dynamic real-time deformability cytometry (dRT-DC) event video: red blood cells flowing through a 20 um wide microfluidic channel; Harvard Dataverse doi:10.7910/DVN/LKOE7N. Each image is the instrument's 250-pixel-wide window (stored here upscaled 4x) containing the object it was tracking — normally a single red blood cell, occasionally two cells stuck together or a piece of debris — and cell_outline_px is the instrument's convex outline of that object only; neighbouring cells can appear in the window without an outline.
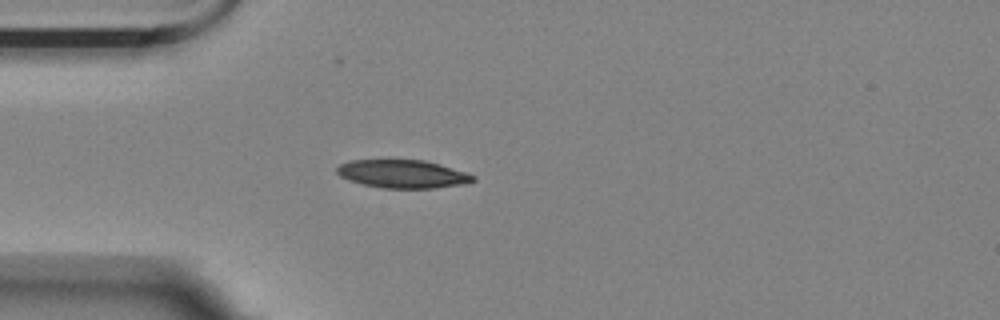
{"species": "Egyptian fruit bat (a non-hibernating species)", "species_latin": "Rousettus aegyptiacus", "temperature_condition": "room temperature", "stored_images_in_passage": 2, "camera_frame_rate_fps": 3000, "um_per_image_px": 0.085, "animal": {"sex": "female"}, "frame": {"image": 1, "passage_image": 1, "time_ms": 0.0, "image_size_px": [1000, 320], "cell_outline_px": [[476, 180], [468, 184], [436, 188], [380, 188], [348, 180], [340, 176], [336, 172], [336, 168], [340, 164], [352, 160], [424, 160], [440, 164], [468, 172], [476, 176]], "centroid_in_image_um": [34.29, 14.79], "position_along_channel_um": 50.7, "area_um2": 22.6}}